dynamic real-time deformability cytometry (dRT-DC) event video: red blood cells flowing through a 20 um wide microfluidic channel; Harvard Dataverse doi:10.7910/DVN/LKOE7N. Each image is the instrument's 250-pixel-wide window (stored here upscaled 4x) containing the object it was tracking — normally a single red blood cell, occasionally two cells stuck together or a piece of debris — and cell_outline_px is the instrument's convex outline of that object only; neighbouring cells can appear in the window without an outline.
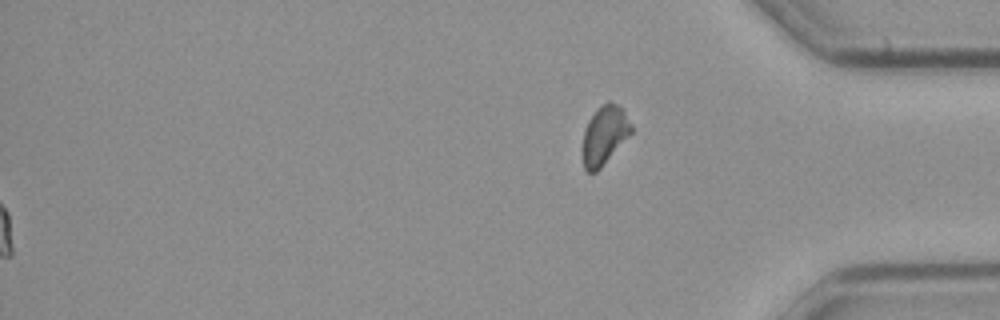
{"species": "common noctule bat (a hibernating species)", "species_latin": "Nyctalus noctula", "temperature_condition": "cold", "stored_images_in_passage": 57, "segment_of_instrument_passage": [2, 2], "camera_frame_rate_fps": 3000, "um_per_image_px": 0.085, "animal": {"sex": "male", "body_mass_g": 23.1, "forearm_length_mm": 52.7}, "frame": {"image": 1, "passage_image": 57, "time_ms": 18.667, "image_size_px": [1000, 320], "cell_outline_px": [[632, 132], [600, 168], [596, 172], [588, 172], [584, 168], [580, 152], [580, 148], [584, 128], [588, 120], [596, 108], [608, 100], [612, 100], [624, 108], [632, 124]], "centroid_in_image_um": [51.34, 11.45], "position_along_channel_um": 383.9, "area_um2": 17.28}}